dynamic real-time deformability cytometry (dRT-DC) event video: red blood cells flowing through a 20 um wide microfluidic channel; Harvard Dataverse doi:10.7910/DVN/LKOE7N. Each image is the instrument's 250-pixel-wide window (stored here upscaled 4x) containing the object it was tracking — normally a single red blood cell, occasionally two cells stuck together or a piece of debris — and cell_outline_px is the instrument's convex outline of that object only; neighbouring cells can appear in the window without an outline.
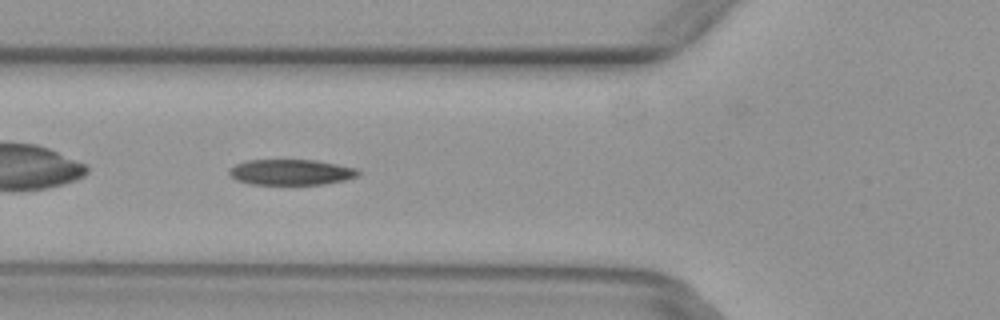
{"species": "common noctule bat (a hibernating species)", "species_latin": "Nyctalus noctula", "temperature_condition": "warm", "stored_images_in_passage": 5, "camera_frame_rate_fps": 3000, "um_per_image_px": 0.085, "animal": {"sex": "female", "body_mass_g": 29.2, "forearm_length_mm": 56.3}, "frame": {"image": 1, "passage_image": 4, "time_ms": 1.0, "image_size_px": [1000, 320], "cell_outline_px": [[360, 176], [344, 180], [324, 184], [252, 184], [236, 180], [228, 172], [236, 164], [244, 160], [316, 160], [356, 168], [360, 172]], "centroid_in_image_um": [24.76, 14.63], "position_along_channel_um": 101.0, "area_um2": 19.19}}